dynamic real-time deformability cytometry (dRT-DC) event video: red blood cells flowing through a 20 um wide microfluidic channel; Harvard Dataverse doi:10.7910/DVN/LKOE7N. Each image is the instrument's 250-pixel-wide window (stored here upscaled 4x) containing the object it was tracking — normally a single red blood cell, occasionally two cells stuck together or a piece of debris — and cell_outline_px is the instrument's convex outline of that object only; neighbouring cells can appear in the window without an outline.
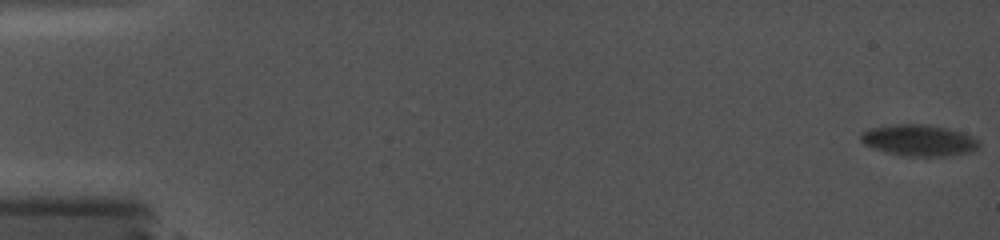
{"species": "common noctule bat (a hibernating species)", "species_latin": "Nyctalus noctula", "temperature_condition": "cold", "stored_images_in_passage": 77, "camera_frame_rate_fps": 5000, "um_per_image_px": 0.085, "animal": {"sex": "female", "body_mass_g": 19.0, "forearm_length_mm": 56.7}, "frame": {"image": 1, "passage_image": 1, "time_ms": 0.0, "image_size_px": [1000, 240], "cell_outline_px": [[980, 144], [972, 152], [944, 156], [904, 156], [888, 152], [864, 144], [860, 140], [860, 132], [868, 128], [888, 124], [928, 124], [948, 128], [972, 136], [980, 140]], "centroid_in_image_um": [78.09, 11.91], "position_along_channel_um": 6.9, "area_um2": 21.73}}
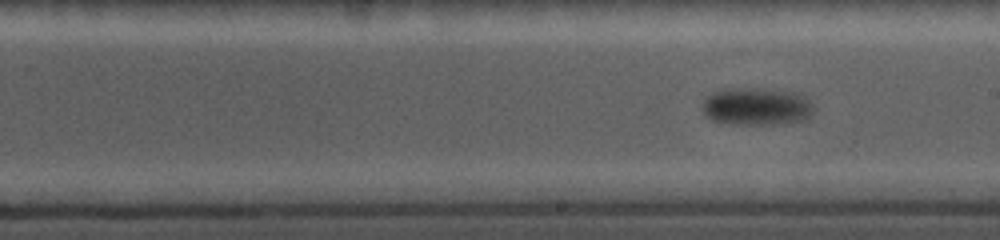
{"frame": {"image": 2, "passage_image": 48, "time_ms": 11.0, "image_size_px": [1000, 240], "cell_outline_px": [[816, 108], [808, 120], [768, 124], [732, 124], [712, 120], [704, 116], [704, 96], [712, 92], [724, 88], [756, 88], [800, 92]], "centroid_in_image_um": [64.33, 9.03], "position_along_channel_um": 224.7, "area_um2": 24.8}}
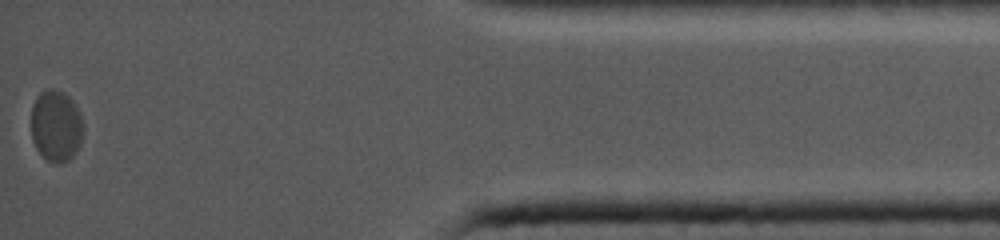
{"frame": {"image": 3, "passage_image": 77, "time_ms": 18.0, "image_size_px": [1000, 240], "cell_outline_px": [[84, 128], [80, 144], [76, 152], [64, 164], [56, 164], [48, 160], [36, 148], [32, 140], [32, 104], [36, 96], [40, 92], [48, 88], [52, 88], [64, 92], [76, 104], [80, 112], [84, 124]], "centroid_in_image_um": [4.79, 10.68], "position_along_channel_um": 430.4, "area_um2": 22.08}}